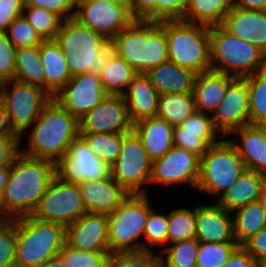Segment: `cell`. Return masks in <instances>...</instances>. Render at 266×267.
<instances>
[{"instance_id": "obj_1", "label": "cell", "mask_w": 266, "mask_h": 267, "mask_svg": "<svg viewBox=\"0 0 266 267\" xmlns=\"http://www.w3.org/2000/svg\"><path fill=\"white\" fill-rule=\"evenodd\" d=\"M56 175V164L47 159L32 158L21 151L10 165L9 179L2 202L13 218L30 216Z\"/></svg>"}, {"instance_id": "obj_2", "label": "cell", "mask_w": 266, "mask_h": 267, "mask_svg": "<svg viewBox=\"0 0 266 267\" xmlns=\"http://www.w3.org/2000/svg\"><path fill=\"white\" fill-rule=\"evenodd\" d=\"M55 40L61 46L71 76L87 72L99 75L117 55L113 40H106L75 18L62 20Z\"/></svg>"}, {"instance_id": "obj_3", "label": "cell", "mask_w": 266, "mask_h": 267, "mask_svg": "<svg viewBox=\"0 0 266 267\" xmlns=\"http://www.w3.org/2000/svg\"><path fill=\"white\" fill-rule=\"evenodd\" d=\"M30 132L28 149L20 151L26 156L57 164L67 156L69 147L79 137V120L52 98Z\"/></svg>"}, {"instance_id": "obj_4", "label": "cell", "mask_w": 266, "mask_h": 267, "mask_svg": "<svg viewBox=\"0 0 266 267\" xmlns=\"http://www.w3.org/2000/svg\"><path fill=\"white\" fill-rule=\"evenodd\" d=\"M117 55L138 73L169 60L162 21L133 20L113 39Z\"/></svg>"}, {"instance_id": "obj_5", "label": "cell", "mask_w": 266, "mask_h": 267, "mask_svg": "<svg viewBox=\"0 0 266 267\" xmlns=\"http://www.w3.org/2000/svg\"><path fill=\"white\" fill-rule=\"evenodd\" d=\"M15 267H40L59 255L66 244V227L34 217L16 218Z\"/></svg>"}, {"instance_id": "obj_6", "label": "cell", "mask_w": 266, "mask_h": 267, "mask_svg": "<svg viewBox=\"0 0 266 267\" xmlns=\"http://www.w3.org/2000/svg\"><path fill=\"white\" fill-rule=\"evenodd\" d=\"M211 70L244 78L266 70V53L221 25L209 27Z\"/></svg>"}, {"instance_id": "obj_7", "label": "cell", "mask_w": 266, "mask_h": 267, "mask_svg": "<svg viewBox=\"0 0 266 267\" xmlns=\"http://www.w3.org/2000/svg\"><path fill=\"white\" fill-rule=\"evenodd\" d=\"M168 57L182 68L200 74L211 70L209 26L183 20L162 21Z\"/></svg>"}, {"instance_id": "obj_8", "label": "cell", "mask_w": 266, "mask_h": 267, "mask_svg": "<svg viewBox=\"0 0 266 267\" xmlns=\"http://www.w3.org/2000/svg\"><path fill=\"white\" fill-rule=\"evenodd\" d=\"M152 208L147 194H129L115 211L107 214L111 255L142 251V242L138 240L144 234Z\"/></svg>"}, {"instance_id": "obj_9", "label": "cell", "mask_w": 266, "mask_h": 267, "mask_svg": "<svg viewBox=\"0 0 266 267\" xmlns=\"http://www.w3.org/2000/svg\"><path fill=\"white\" fill-rule=\"evenodd\" d=\"M245 165L229 140L208 147L200 157V174L196 189L220 196L239 178Z\"/></svg>"}, {"instance_id": "obj_10", "label": "cell", "mask_w": 266, "mask_h": 267, "mask_svg": "<svg viewBox=\"0 0 266 267\" xmlns=\"http://www.w3.org/2000/svg\"><path fill=\"white\" fill-rule=\"evenodd\" d=\"M11 84V89H8ZM0 100L12 130L22 138L23 132L40 116L52 96L42 87L9 80L2 83Z\"/></svg>"}, {"instance_id": "obj_11", "label": "cell", "mask_w": 266, "mask_h": 267, "mask_svg": "<svg viewBox=\"0 0 266 267\" xmlns=\"http://www.w3.org/2000/svg\"><path fill=\"white\" fill-rule=\"evenodd\" d=\"M152 160L140 138L132 130L123 133L120 154L110 167L112 179L129 194H148L143 184H150Z\"/></svg>"}, {"instance_id": "obj_12", "label": "cell", "mask_w": 266, "mask_h": 267, "mask_svg": "<svg viewBox=\"0 0 266 267\" xmlns=\"http://www.w3.org/2000/svg\"><path fill=\"white\" fill-rule=\"evenodd\" d=\"M86 213L78 183L64 181L55 175L31 216L68 227Z\"/></svg>"}, {"instance_id": "obj_13", "label": "cell", "mask_w": 266, "mask_h": 267, "mask_svg": "<svg viewBox=\"0 0 266 267\" xmlns=\"http://www.w3.org/2000/svg\"><path fill=\"white\" fill-rule=\"evenodd\" d=\"M74 18L106 40H112L134 19L127 4H110L101 1L75 2Z\"/></svg>"}, {"instance_id": "obj_14", "label": "cell", "mask_w": 266, "mask_h": 267, "mask_svg": "<svg viewBox=\"0 0 266 267\" xmlns=\"http://www.w3.org/2000/svg\"><path fill=\"white\" fill-rule=\"evenodd\" d=\"M107 95L99 75L87 72L72 76L52 98L79 120Z\"/></svg>"}, {"instance_id": "obj_15", "label": "cell", "mask_w": 266, "mask_h": 267, "mask_svg": "<svg viewBox=\"0 0 266 267\" xmlns=\"http://www.w3.org/2000/svg\"><path fill=\"white\" fill-rule=\"evenodd\" d=\"M133 129L123 95H107L79 119V133H129Z\"/></svg>"}, {"instance_id": "obj_16", "label": "cell", "mask_w": 266, "mask_h": 267, "mask_svg": "<svg viewBox=\"0 0 266 267\" xmlns=\"http://www.w3.org/2000/svg\"><path fill=\"white\" fill-rule=\"evenodd\" d=\"M200 174V157L185 149L173 146L163 157L152 161L150 184H186L197 187Z\"/></svg>"}, {"instance_id": "obj_17", "label": "cell", "mask_w": 266, "mask_h": 267, "mask_svg": "<svg viewBox=\"0 0 266 267\" xmlns=\"http://www.w3.org/2000/svg\"><path fill=\"white\" fill-rule=\"evenodd\" d=\"M215 129L224 138L243 126L250 125L248 87L245 78H234L225 96L212 113Z\"/></svg>"}, {"instance_id": "obj_18", "label": "cell", "mask_w": 266, "mask_h": 267, "mask_svg": "<svg viewBox=\"0 0 266 267\" xmlns=\"http://www.w3.org/2000/svg\"><path fill=\"white\" fill-rule=\"evenodd\" d=\"M56 175L64 181L78 183L104 179L110 175V168L78 137L69 147L67 156L56 164Z\"/></svg>"}, {"instance_id": "obj_19", "label": "cell", "mask_w": 266, "mask_h": 267, "mask_svg": "<svg viewBox=\"0 0 266 267\" xmlns=\"http://www.w3.org/2000/svg\"><path fill=\"white\" fill-rule=\"evenodd\" d=\"M66 244L81 251L110 253L107 214L86 213L66 227Z\"/></svg>"}, {"instance_id": "obj_20", "label": "cell", "mask_w": 266, "mask_h": 267, "mask_svg": "<svg viewBox=\"0 0 266 267\" xmlns=\"http://www.w3.org/2000/svg\"><path fill=\"white\" fill-rule=\"evenodd\" d=\"M87 213L110 214L129 193L111 175L104 179L78 182Z\"/></svg>"}, {"instance_id": "obj_21", "label": "cell", "mask_w": 266, "mask_h": 267, "mask_svg": "<svg viewBox=\"0 0 266 267\" xmlns=\"http://www.w3.org/2000/svg\"><path fill=\"white\" fill-rule=\"evenodd\" d=\"M231 214L217 203L195 206V238L199 242L236 243Z\"/></svg>"}, {"instance_id": "obj_22", "label": "cell", "mask_w": 266, "mask_h": 267, "mask_svg": "<svg viewBox=\"0 0 266 267\" xmlns=\"http://www.w3.org/2000/svg\"><path fill=\"white\" fill-rule=\"evenodd\" d=\"M221 26L230 34L251 42L266 53V11L233 6Z\"/></svg>"}, {"instance_id": "obj_23", "label": "cell", "mask_w": 266, "mask_h": 267, "mask_svg": "<svg viewBox=\"0 0 266 267\" xmlns=\"http://www.w3.org/2000/svg\"><path fill=\"white\" fill-rule=\"evenodd\" d=\"M239 134V140L228 139L235 147L245 168L266 176V126L247 125L235 130L230 136Z\"/></svg>"}, {"instance_id": "obj_24", "label": "cell", "mask_w": 266, "mask_h": 267, "mask_svg": "<svg viewBox=\"0 0 266 267\" xmlns=\"http://www.w3.org/2000/svg\"><path fill=\"white\" fill-rule=\"evenodd\" d=\"M160 94L144 73H139L123 94L128 114L134 124L140 120L156 117Z\"/></svg>"}, {"instance_id": "obj_25", "label": "cell", "mask_w": 266, "mask_h": 267, "mask_svg": "<svg viewBox=\"0 0 266 267\" xmlns=\"http://www.w3.org/2000/svg\"><path fill=\"white\" fill-rule=\"evenodd\" d=\"M145 76L161 94L193 93L197 74L167 60L147 70Z\"/></svg>"}, {"instance_id": "obj_26", "label": "cell", "mask_w": 266, "mask_h": 267, "mask_svg": "<svg viewBox=\"0 0 266 267\" xmlns=\"http://www.w3.org/2000/svg\"><path fill=\"white\" fill-rule=\"evenodd\" d=\"M234 78L214 70L197 74L192 93L196 111L207 114L211 112L212 115L223 100L228 84Z\"/></svg>"}, {"instance_id": "obj_27", "label": "cell", "mask_w": 266, "mask_h": 267, "mask_svg": "<svg viewBox=\"0 0 266 267\" xmlns=\"http://www.w3.org/2000/svg\"><path fill=\"white\" fill-rule=\"evenodd\" d=\"M140 138L149 158L163 157L173 147V126L159 117L140 120L132 129Z\"/></svg>"}, {"instance_id": "obj_28", "label": "cell", "mask_w": 266, "mask_h": 267, "mask_svg": "<svg viewBox=\"0 0 266 267\" xmlns=\"http://www.w3.org/2000/svg\"><path fill=\"white\" fill-rule=\"evenodd\" d=\"M39 53L45 74V90L53 96L72 78L64 53L56 40H44Z\"/></svg>"}, {"instance_id": "obj_29", "label": "cell", "mask_w": 266, "mask_h": 267, "mask_svg": "<svg viewBox=\"0 0 266 267\" xmlns=\"http://www.w3.org/2000/svg\"><path fill=\"white\" fill-rule=\"evenodd\" d=\"M265 178L266 176L259 172L245 169L233 185L217 198L216 203L233 213L237 208L258 201Z\"/></svg>"}, {"instance_id": "obj_30", "label": "cell", "mask_w": 266, "mask_h": 267, "mask_svg": "<svg viewBox=\"0 0 266 267\" xmlns=\"http://www.w3.org/2000/svg\"><path fill=\"white\" fill-rule=\"evenodd\" d=\"M234 0H189L183 21L206 26L221 25Z\"/></svg>"}, {"instance_id": "obj_31", "label": "cell", "mask_w": 266, "mask_h": 267, "mask_svg": "<svg viewBox=\"0 0 266 267\" xmlns=\"http://www.w3.org/2000/svg\"><path fill=\"white\" fill-rule=\"evenodd\" d=\"M237 211V212H236ZM233 212V234L235 242L242 246L247 240L266 228L265 211L258 201L248 203Z\"/></svg>"}, {"instance_id": "obj_32", "label": "cell", "mask_w": 266, "mask_h": 267, "mask_svg": "<svg viewBox=\"0 0 266 267\" xmlns=\"http://www.w3.org/2000/svg\"><path fill=\"white\" fill-rule=\"evenodd\" d=\"M14 80L45 89V74L39 46L16 49Z\"/></svg>"}, {"instance_id": "obj_33", "label": "cell", "mask_w": 266, "mask_h": 267, "mask_svg": "<svg viewBox=\"0 0 266 267\" xmlns=\"http://www.w3.org/2000/svg\"><path fill=\"white\" fill-rule=\"evenodd\" d=\"M138 74L133 67L116 55L105 64L99 77L108 95H123Z\"/></svg>"}, {"instance_id": "obj_34", "label": "cell", "mask_w": 266, "mask_h": 267, "mask_svg": "<svg viewBox=\"0 0 266 267\" xmlns=\"http://www.w3.org/2000/svg\"><path fill=\"white\" fill-rule=\"evenodd\" d=\"M196 111L192 93L161 94L156 117L178 126Z\"/></svg>"}, {"instance_id": "obj_35", "label": "cell", "mask_w": 266, "mask_h": 267, "mask_svg": "<svg viewBox=\"0 0 266 267\" xmlns=\"http://www.w3.org/2000/svg\"><path fill=\"white\" fill-rule=\"evenodd\" d=\"M94 155L109 168L117 160L122 146V134L79 133Z\"/></svg>"}, {"instance_id": "obj_36", "label": "cell", "mask_w": 266, "mask_h": 267, "mask_svg": "<svg viewBox=\"0 0 266 267\" xmlns=\"http://www.w3.org/2000/svg\"><path fill=\"white\" fill-rule=\"evenodd\" d=\"M244 78L248 87L250 125L266 126V70Z\"/></svg>"}, {"instance_id": "obj_37", "label": "cell", "mask_w": 266, "mask_h": 267, "mask_svg": "<svg viewBox=\"0 0 266 267\" xmlns=\"http://www.w3.org/2000/svg\"><path fill=\"white\" fill-rule=\"evenodd\" d=\"M219 132H192L185 131L180 125L173 127V146L185 149L201 157L209 146L215 145Z\"/></svg>"}, {"instance_id": "obj_38", "label": "cell", "mask_w": 266, "mask_h": 267, "mask_svg": "<svg viewBox=\"0 0 266 267\" xmlns=\"http://www.w3.org/2000/svg\"><path fill=\"white\" fill-rule=\"evenodd\" d=\"M195 208H177L168 214L167 243L180 242L195 238Z\"/></svg>"}, {"instance_id": "obj_39", "label": "cell", "mask_w": 266, "mask_h": 267, "mask_svg": "<svg viewBox=\"0 0 266 267\" xmlns=\"http://www.w3.org/2000/svg\"><path fill=\"white\" fill-rule=\"evenodd\" d=\"M199 241L196 238L173 243L171 247L162 249L165 253L162 261L164 267H196Z\"/></svg>"}, {"instance_id": "obj_40", "label": "cell", "mask_w": 266, "mask_h": 267, "mask_svg": "<svg viewBox=\"0 0 266 267\" xmlns=\"http://www.w3.org/2000/svg\"><path fill=\"white\" fill-rule=\"evenodd\" d=\"M23 16L44 40H55L62 23L58 15L45 8L24 6Z\"/></svg>"}, {"instance_id": "obj_41", "label": "cell", "mask_w": 266, "mask_h": 267, "mask_svg": "<svg viewBox=\"0 0 266 267\" xmlns=\"http://www.w3.org/2000/svg\"><path fill=\"white\" fill-rule=\"evenodd\" d=\"M238 246L237 243L199 242L196 267H221Z\"/></svg>"}, {"instance_id": "obj_42", "label": "cell", "mask_w": 266, "mask_h": 267, "mask_svg": "<svg viewBox=\"0 0 266 267\" xmlns=\"http://www.w3.org/2000/svg\"><path fill=\"white\" fill-rule=\"evenodd\" d=\"M59 256L71 267H108L112 255L104 251H81L65 244Z\"/></svg>"}, {"instance_id": "obj_43", "label": "cell", "mask_w": 266, "mask_h": 267, "mask_svg": "<svg viewBox=\"0 0 266 267\" xmlns=\"http://www.w3.org/2000/svg\"><path fill=\"white\" fill-rule=\"evenodd\" d=\"M5 33L16 49L39 46L44 41L23 15L16 17Z\"/></svg>"}, {"instance_id": "obj_44", "label": "cell", "mask_w": 266, "mask_h": 267, "mask_svg": "<svg viewBox=\"0 0 266 267\" xmlns=\"http://www.w3.org/2000/svg\"><path fill=\"white\" fill-rule=\"evenodd\" d=\"M108 267H164L162 255L154 251L121 252L113 254Z\"/></svg>"}, {"instance_id": "obj_45", "label": "cell", "mask_w": 266, "mask_h": 267, "mask_svg": "<svg viewBox=\"0 0 266 267\" xmlns=\"http://www.w3.org/2000/svg\"><path fill=\"white\" fill-rule=\"evenodd\" d=\"M168 215L157 214L154 209L149 213V217L144 230L146 241L142 243V251H153L151 247L167 244ZM146 242V243H144ZM149 245V246H147Z\"/></svg>"}, {"instance_id": "obj_46", "label": "cell", "mask_w": 266, "mask_h": 267, "mask_svg": "<svg viewBox=\"0 0 266 267\" xmlns=\"http://www.w3.org/2000/svg\"><path fill=\"white\" fill-rule=\"evenodd\" d=\"M16 218L0 225V267H15Z\"/></svg>"}, {"instance_id": "obj_47", "label": "cell", "mask_w": 266, "mask_h": 267, "mask_svg": "<svg viewBox=\"0 0 266 267\" xmlns=\"http://www.w3.org/2000/svg\"><path fill=\"white\" fill-rule=\"evenodd\" d=\"M16 48L5 32H0V81L13 80L15 73Z\"/></svg>"}, {"instance_id": "obj_48", "label": "cell", "mask_w": 266, "mask_h": 267, "mask_svg": "<svg viewBox=\"0 0 266 267\" xmlns=\"http://www.w3.org/2000/svg\"><path fill=\"white\" fill-rule=\"evenodd\" d=\"M24 6L45 8L58 15L62 20L72 19L75 16V0H24Z\"/></svg>"}, {"instance_id": "obj_49", "label": "cell", "mask_w": 266, "mask_h": 267, "mask_svg": "<svg viewBox=\"0 0 266 267\" xmlns=\"http://www.w3.org/2000/svg\"><path fill=\"white\" fill-rule=\"evenodd\" d=\"M189 0H158L157 22L165 20H182Z\"/></svg>"}, {"instance_id": "obj_50", "label": "cell", "mask_w": 266, "mask_h": 267, "mask_svg": "<svg viewBox=\"0 0 266 267\" xmlns=\"http://www.w3.org/2000/svg\"><path fill=\"white\" fill-rule=\"evenodd\" d=\"M158 0H126L134 20L157 21Z\"/></svg>"}, {"instance_id": "obj_51", "label": "cell", "mask_w": 266, "mask_h": 267, "mask_svg": "<svg viewBox=\"0 0 266 267\" xmlns=\"http://www.w3.org/2000/svg\"><path fill=\"white\" fill-rule=\"evenodd\" d=\"M24 0H0V32H5L13 20L23 15Z\"/></svg>"}, {"instance_id": "obj_52", "label": "cell", "mask_w": 266, "mask_h": 267, "mask_svg": "<svg viewBox=\"0 0 266 267\" xmlns=\"http://www.w3.org/2000/svg\"><path fill=\"white\" fill-rule=\"evenodd\" d=\"M180 126L185 129V131L192 132H218L215 129L212 116L195 111L187 119H185Z\"/></svg>"}, {"instance_id": "obj_53", "label": "cell", "mask_w": 266, "mask_h": 267, "mask_svg": "<svg viewBox=\"0 0 266 267\" xmlns=\"http://www.w3.org/2000/svg\"><path fill=\"white\" fill-rule=\"evenodd\" d=\"M19 136L0 137V166H10L20 152Z\"/></svg>"}, {"instance_id": "obj_54", "label": "cell", "mask_w": 266, "mask_h": 267, "mask_svg": "<svg viewBox=\"0 0 266 267\" xmlns=\"http://www.w3.org/2000/svg\"><path fill=\"white\" fill-rule=\"evenodd\" d=\"M242 247L256 260L266 258V228L261 229L258 233L247 240Z\"/></svg>"}, {"instance_id": "obj_55", "label": "cell", "mask_w": 266, "mask_h": 267, "mask_svg": "<svg viewBox=\"0 0 266 267\" xmlns=\"http://www.w3.org/2000/svg\"><path fill=\"white\" fill-rule=\"evenodd\" d=\"M221 267H257V262L242 246H238Z\"/></svg>"}, {"instance_id": "obj_56", "label": "cell", "mask_w": 266, "mask_h": 267, "mask_svg": "<svg viewBox=\"0 0 266 267\" xmlns=\"http://www.w3.org/2000/svg\"><path fill=\"white\" fill-rule=\"evenodd\" d=\"M4 136H18L11 128L7 112L5 107L0 100V137Z\"/></svg>"}, {"instance_id": "obj_57", "label": "cell", "mask_w": 266, "mask_h": 267, "mask_svg": "<svg viewBox=\"0 0 266 267\" xmlns=\"http://www.w3.org/2000/svg\"><path fill=\"white\" fill-rule=\"evenodd\" d=\"M234 6L240 9L266 11V0H234Z\"/></svg>"}, {"instance_id": "obj_58", "label": "cell", "mask_w": 266, "mask_h": 267, "mask_svg": "<svg viewBox=\"0 0 266 267\" xmlns=\"http://www.w3.org/2000/svg\"><path fill=\"white\" fill-rule=\"evenodd\" d=\"M10 166H0V194L3 193L9 179Z\"/></svg>"}, {"instance_id": "obj_59", "label": "cell", "mask_w": 266, "mask_h": 267, "mask_svg": "<svg viewBox=\"0 0 266 267\" xmlns=\"http://www.w3.org/2000/svg\"><path fill=\"white\" fill-rule=\"evenodd\" d=\"M40 267H71L59 255L49 259Z\"/></svg>"}, {"instance_id": "obj_60", "label": "cell", "mask_w": 266, "mask_h": 267, "mask_svg": "<svg viewBox=\"0 0 266 267\" xmlns=\"http://www.w3.org/2000/svg\"><path fill=\"white\" fill-rule=\"evenodd\" d=\"M13 218L6 211L3 202H2V194H0V225L8 223L12 221Z\"/></svg>"}, {"instance_id": "obj_61", "label": "cell", "mask_w": 266, "mask_h": 267, "mask_svg": "<svg viewBox=\"0 0 266 267\" xmlns=\"http://www.w3.org/2000/svg\"><path fill=\"white\" fill-rule=\"evenodd\" d=\"M258 202L260 203V205L264 209L265 216H266V178L262 182Z\"/></svg>"}, {"instance_id": "obj_62", "label": "cell", "mask_w": 266, "mask_h": 267, "mask_svg": "<svg viewBox=\"0 0 266 267\" xmlns=\"http://www.w3.org/2000/svg\"><path fill=\"white\" fill-rule=\"evenodd\" d=\"M101 1L110 4H126V0H75V2Z\"/></svg>"}, {"instance_id": "obj_63", "label": "cell", "mask_w": 266, "mask_h": 267, "mask_svg": "<svg viewBox=\"0 0 266 267\" xmlns=\"http://www.w3.org/2000/svg\"><path fill=\"white\" fill-rule=\"evenodd\" d=\"M257 267H266V258L257 263Z\"/></svg>"}, {"instance_id": "obj_64", "label": "cell", "mask_w": 266, "mask_h": 267, "mask_svg": "<svg viewBox=\"0 0 266 267\" xmlns=\"http://www.w3.org/2000/svg\"><path fill=\"white\" fill-rule=\"evenodd\" d=\"M2 82L0 81V95H1Z\"/></svg>"}]
</instances>
